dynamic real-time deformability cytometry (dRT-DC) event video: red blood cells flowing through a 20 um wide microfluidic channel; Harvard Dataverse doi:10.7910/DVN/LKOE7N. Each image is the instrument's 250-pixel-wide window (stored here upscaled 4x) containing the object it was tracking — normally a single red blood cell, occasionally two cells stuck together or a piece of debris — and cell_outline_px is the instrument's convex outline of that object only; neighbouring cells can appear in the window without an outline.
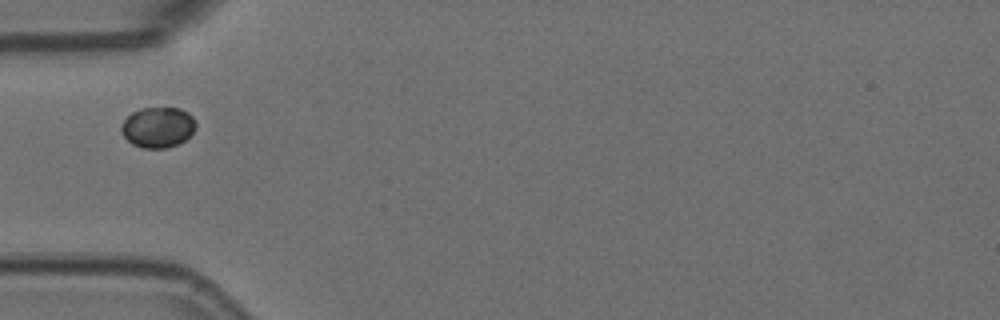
{"species": "Egyptian fruit bat (a non-hibernating species)", "species_latin": "Rousettus aegyptiacus", "temperature_condition": "room temperature", "stored_images_in_passage": 34, "camera_frame_rate_fps": 3000, "um_per_image_px": 0.085, "animal": {"sex": "female"}, "frame": {"image": 1, "passage_image": 1, "time_ms": 0.0, "image_size_px": [1000, 320], "cell_outline_px": [[196, 128], [184, 140], [168, 148], [144, 148], [132, 144], [120, 132], [120, 128], [124, 120], [132, 112], [140, 108], [180, 108], [188, 112], [192, 116], [196, 124]], "centroid_in_image_um": [13.41, 10.81], "position_along_channel_um": 71.6, "area_um2": 17.57}}
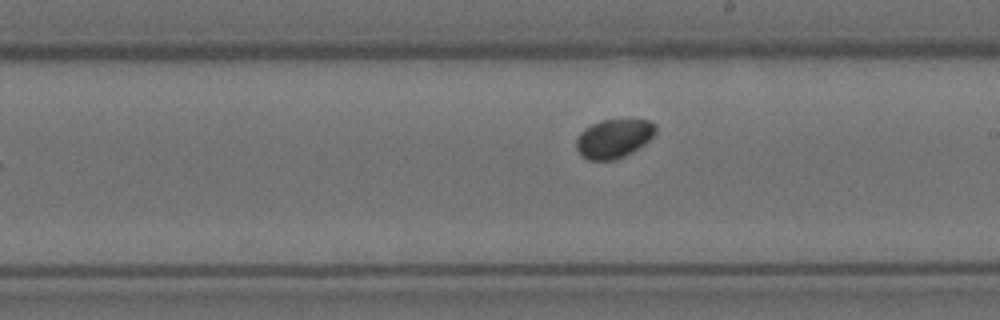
{"frame": {"image": 2, "passage_image": 15, "time_ms": 4.667, "image_size_px": [1000, 320], "cell_outline_px": [[656, 132], [644, 144], [632, 152], [624, 156], [612, 160], [588, 160], [580, 156], [576, 148], [576, 140], [580, 132], [584, 128], [600, 120], [648, 120], [656, 124]], "centroid_in_image_um": [52.14, 11.78], "position_along_channel_um": 236.9, "area_um2": 17.98}}
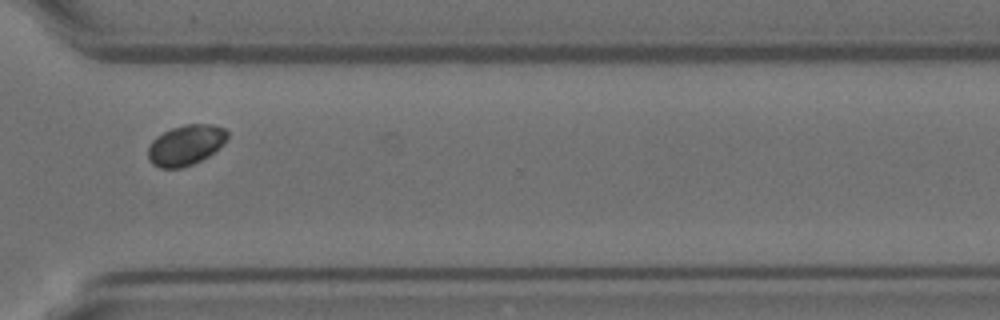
{"frame": {"image": 3, "passage_image": 25, "time_ms": 8.0, "image_size_px": [1000, 320], "cell_outline_px": [[228, 136], [220, 148], [208, 156], [192, 164], [180, 168], [160, 168], [152, 164], [148, 160], [148, 148], [152, 140], [156, 136], [172, 128], [184, 124], [212, 124], [224, 128], [228, 132]], "centroid_in_image_um": [15.78, 12.33], "position_along_channel_um": 354.8, "area_um2": 18.73}}